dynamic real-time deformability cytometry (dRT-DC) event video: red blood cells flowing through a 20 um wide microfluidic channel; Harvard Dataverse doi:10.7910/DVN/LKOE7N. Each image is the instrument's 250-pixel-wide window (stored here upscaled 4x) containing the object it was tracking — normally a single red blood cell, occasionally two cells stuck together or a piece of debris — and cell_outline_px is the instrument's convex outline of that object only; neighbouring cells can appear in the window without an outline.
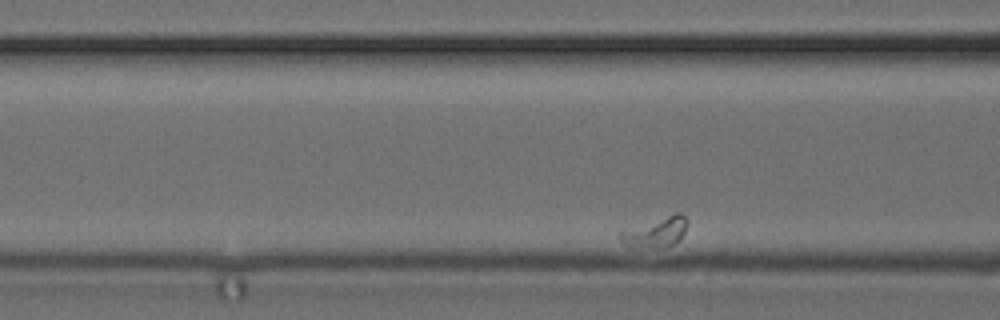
{"species": "common noctule bat (a hibernating species)", "species_latin": "Nyctalus noctula", "temperature_condition": "cold", "stored_images_in_passage": 33, "camera_frame_rate_fps": 3000, "um_per_image_px": 0.085, "animal": {"sex": "female", "body_mass_g": 24.6, "forearm_length_mm": 56.2}, "frame": {"image": 1, "passage_image": 6, "time_ms": 1.667, "image_size_px": [1000, 320], "cell_outline_px": [[688, 220], [684, 232], [672, 244], [624, 244], [620, 240], [620, 232], [676, 212], [680, 212]], "centroid_in_image_um": [55.81, 19.63], "position_along_channel_um": 110.8, "area_um2": 10.35}}
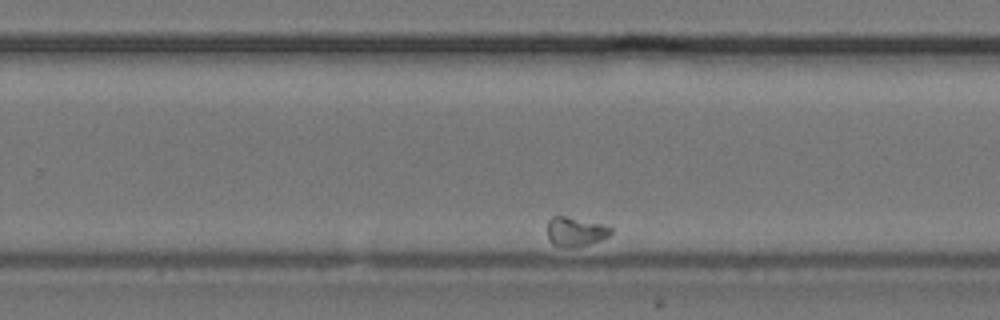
{"frame": {"image": 2, "passage_image": 24, "time_ms": 7.667, "image_size_px": [1000, 320], "cell_outline_px": [[612, 232], [608, 236], [600, 240], [588, 244], [552, 244], [548, 240], [548, 220], [552, 216], [564, 216], [600, 224], [612, 228]], "centroid_in_image_um": [48.9, 19.64], "position_along_channel_um": 280.9, "area_um2": 10.12}}
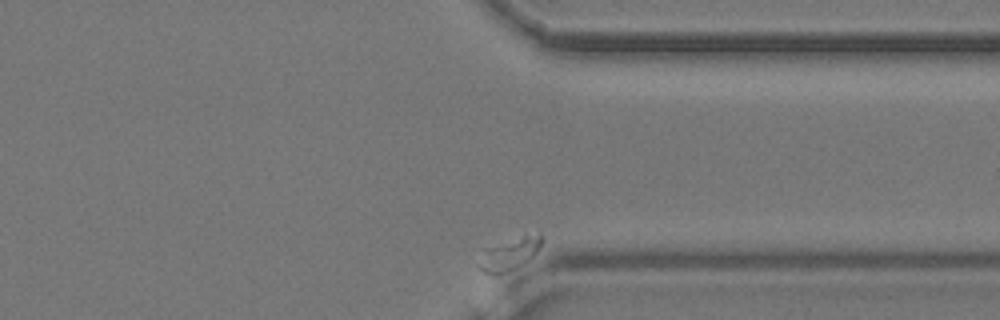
{"frame": {"image": 3, "passage_image": 33, "time_ms": 10.667, "image_size_px": [1000, 320], "cell_outline_px": [[540, 244], [536, 252], [528, 260], [516, 268], [496, 276], [484, 272], [476, 264], [484, 248], [524, 236], [540, 232]], "centroid_in_image_um": [43.22, 21.63], "position_along_channel_um": 368.2, "area_um2": 11.62}}